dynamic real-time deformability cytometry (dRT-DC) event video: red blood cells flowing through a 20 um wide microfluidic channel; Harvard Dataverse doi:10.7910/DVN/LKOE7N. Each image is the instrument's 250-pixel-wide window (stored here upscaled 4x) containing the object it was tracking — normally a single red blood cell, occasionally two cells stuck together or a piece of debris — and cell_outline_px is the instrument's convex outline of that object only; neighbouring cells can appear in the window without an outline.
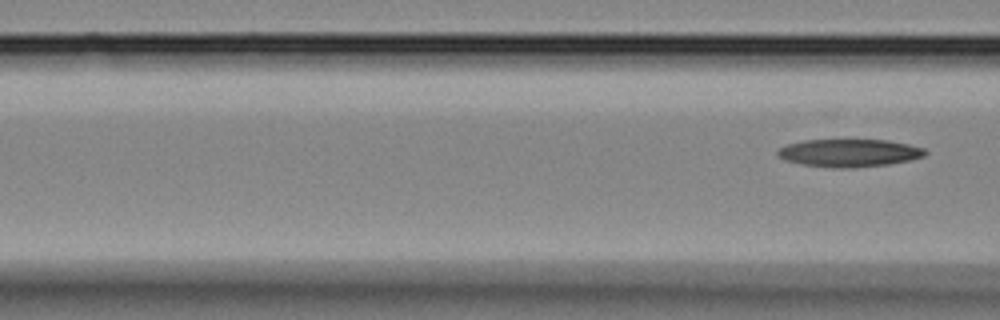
{"species": "Egyptian fruit bat (a non-hibernating species)", "species_latin": "Rousettus aegyptiacus", "temperature_condition": "room temperature", "stored_images_in_passage": 3, "segment_of_instrument_passage": [2, 2], "camera_frame_rate_fps": 3000, "um_per_image_px": 0.085, "animal": {"sex": "female"}, "frame": {"image": 1, "passage_image": 3, "time_ms": 0.667, "image_size_px": [1000, 320], "cell_outline_px": [[928, 152], [924, 156], [912, 160], [888, 164], [852, 168], [832, 168], [800, 164], [784, 160], [776, 156], [776, 152], [784, 144], [804, 140], [888, 140], [908, 144], [924, 148]], "centroid_in_image_um": [72.15, 13.0], "position_along_channel_um": 94.5, "area_um2": 24.16}}